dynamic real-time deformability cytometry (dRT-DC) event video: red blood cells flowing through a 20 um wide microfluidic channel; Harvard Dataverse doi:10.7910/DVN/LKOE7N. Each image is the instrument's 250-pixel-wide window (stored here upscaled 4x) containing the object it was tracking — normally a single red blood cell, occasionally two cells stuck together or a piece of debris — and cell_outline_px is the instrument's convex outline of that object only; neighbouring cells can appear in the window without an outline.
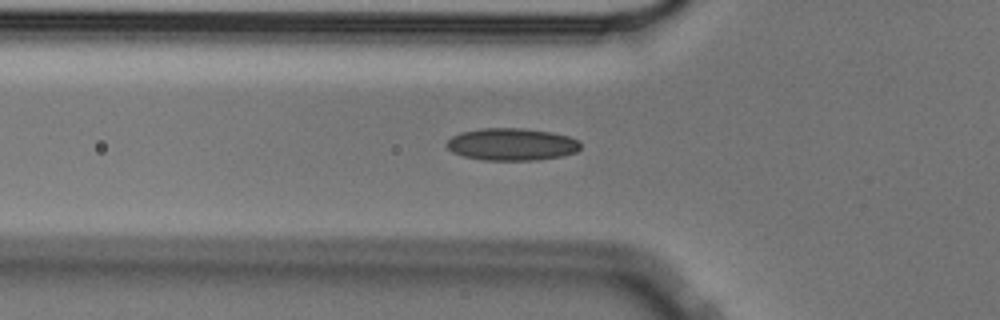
{"species": "Egyptian fruit bat (a non-hibernating species)", "species_latin": "Rousettus aegyptiacus", "temperature_condition": "cold", "stored_images_in_passage": 40, "camera_frame_rate_fps": 3000, "um_per_image_px": 0.085, "animal": {"sex": "male"}, "frame": {"image": 1, "passage_image": 3, "time_ms": 0.667, "image_size_px": [1000, 320], "cell_outline_px": [[580, 148], [576, 152], [560, 156], [536, 160], [484, 160], [464, 156], [452, 152], [444, 144], [452, 136], [460, 132], [480, 128], [524, 128], [552, 132], [568, 136], [580, 140]], "centroid_in_image_um": [43.49, 12.26], "position_along_channel_um": 82.3, "area_um2": 25.32}}
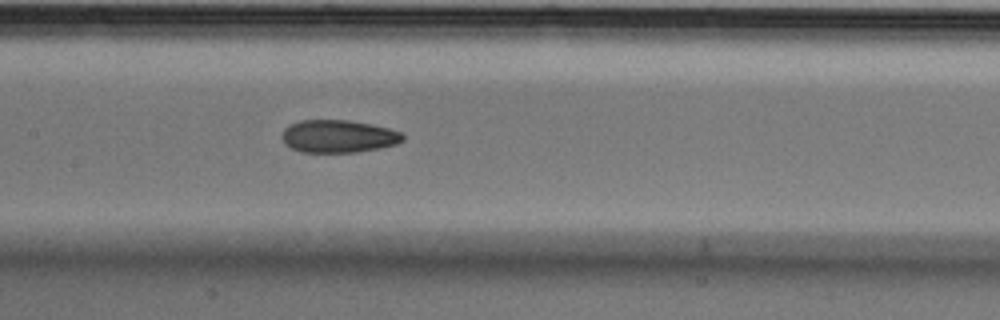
{"frame": {"image": 2, "passage_image": 11, "time_ms": 3.333, "image_size_px": [1000, 320], "cell_outline_px": [[404, 140], [396, 144], [380, 148], [356, 152], [300, 152], [284, 144], [280, 136], [284, 128], [300, 120], [348, 120], [372, 124], [388, 128], [400, 132], [404, 136]], "centroid_in_image_um": [28.74, 11.58], "position_along_channel_um": 178.7, "area_um2": 23.12}}
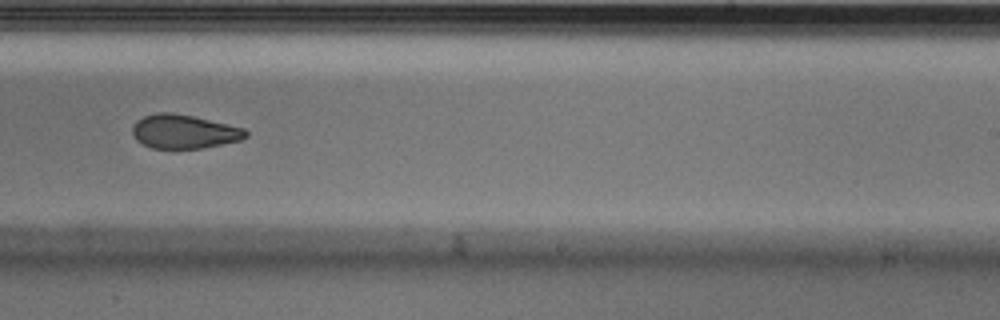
{"frame": {"image": 3, "passage_image": 19, "time_ms": 6.0, "image_size_px": [1000, 320], "cell_outline_px": [[248, 136], [240, 140], [204, 148], [152, 148], [136, 140], [132, 132], [132, 128], [136, 120], [144, 116], [156, 112], [172, 112], [192, 116], [244, 128], [248, 132]], "centroid_in_image_um": [15.63, 11.18], "position_along_channel_um": 273.4, "area_um2": 22.31}, "authors_computed_cell_mechanics": {"area_um2": 24.0737, "velocity_mm_per_s": 3.5681, "shape_relaxation_time_tau1_ms": 8.1548, "shape_relaxation_time_tau2_ms": 3.4983, "deformation_change_tau1": 0.1602, "deformation_change_tau2": 0.0895}}